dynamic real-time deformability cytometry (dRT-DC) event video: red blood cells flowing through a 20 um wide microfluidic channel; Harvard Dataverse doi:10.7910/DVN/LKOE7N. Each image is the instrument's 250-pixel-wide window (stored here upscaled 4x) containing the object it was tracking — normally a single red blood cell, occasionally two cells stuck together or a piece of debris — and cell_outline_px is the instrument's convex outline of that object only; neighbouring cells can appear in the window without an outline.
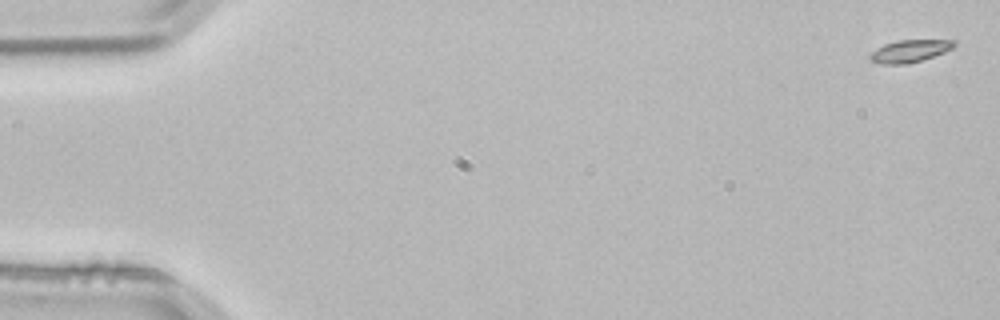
{"species": "common noctule bat (a hibernating species)", "species_latin": "Nyctalus noctula", "temperature_condition": "room temperature", "stored_images_in_passage": 4, "camera_frame_rate_fps": 3000, "um_per_image_px": 0.085, "animal": {"sex": "male", "body_mass_g": 21.5, "forearm_length_mm": 52.0}, "frame": {"image": 1, "passage_image": 1, "time_ms": 0.0, "image_size_px": [1000, 320], "cell_outline_px": [[956, 44], [952, 48], [944, 52], [908, 64], [880, 64], [872, 60], [868, 56], [876, 48], [884, 44], [900, 40], [956, 40]], "centroid_in_image_um": [77.31, 4.33], "position_along_channel_um": 7.7, "area_um2": 10.81}}
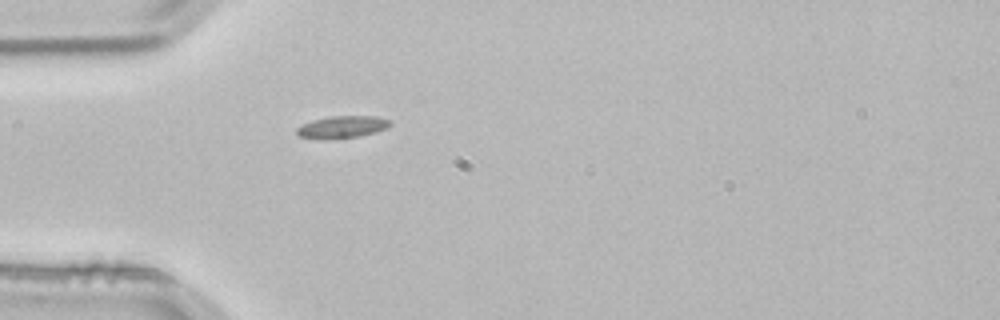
{"frame": {"image": 2, "passage_image": 4, "time_ms": 1.0, "image_size_px": [1000, 320], "cell_outline_px": [[392, 124], [388, 128], [376, 132], [360, 136], [296, 136], [296, 128], [300, 124], [312, 120], [332, 116], [376, 116], [392, 120]], "centroid_in_image_um": [29.18, 10.73], "position_along_channel_um": 55.8, "area_um2": 11.5}}